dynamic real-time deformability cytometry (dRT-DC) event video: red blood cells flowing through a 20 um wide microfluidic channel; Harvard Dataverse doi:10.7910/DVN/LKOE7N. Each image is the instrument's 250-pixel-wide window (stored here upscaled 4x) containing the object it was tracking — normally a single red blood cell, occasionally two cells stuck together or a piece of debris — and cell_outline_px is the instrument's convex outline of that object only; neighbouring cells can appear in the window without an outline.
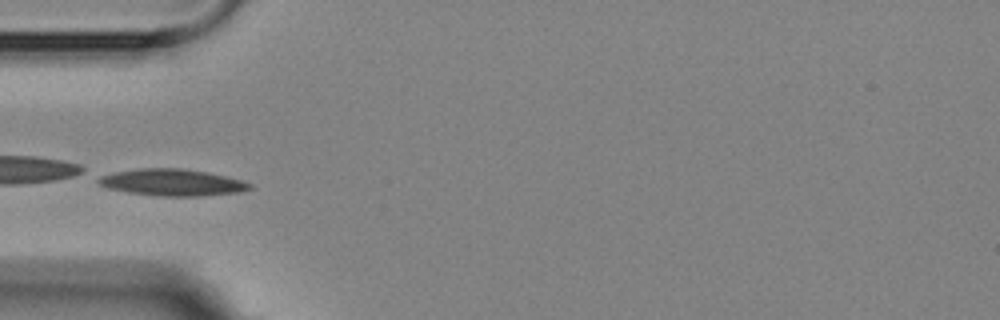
{"species": "Egyptian fruit bat (a non-hibernating species)", "species_latin": "Rousettus aegyptiacus", "temperature_condition": "room temperature", "stored_images_in_passage": 6, "camera_frame_rate_fps": 3000, "um_per_image_px": 0.085, "animal": {"sex": "female"}, "frame": {"image": 1, "passage_image": 5, "time_ms": 5.333, "image_size_px": [1000, 320], "cell_outline_px": [[252, 188], [240, 192], [204, 196], [156, 196], [128, 192], [108, 188], [96, 184], [96, 180], [100, 176], [116, 172], [136, 168], [180, 168], [208, 172], [244, 180], [252, 184]], "centroid_in_image_um": [14.65, 15.51], "position_along_channel_um": 70.4, "area_um2": 23.81}}
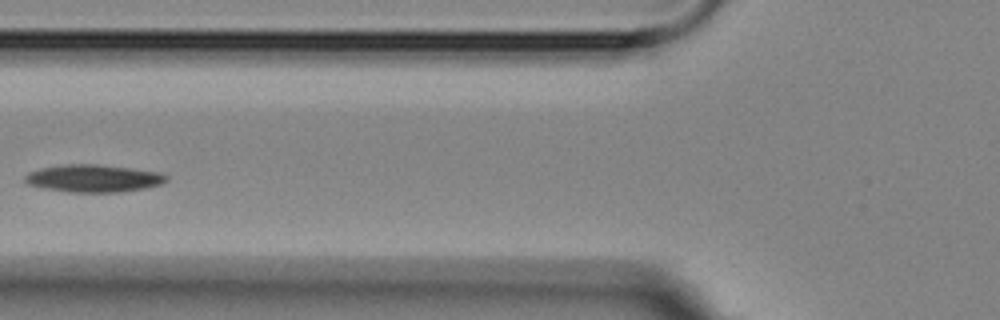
{"frame": {"image": 2, "passage_image": 6, "time_ms": 6.667, "image_size_px": [1000, 320], "cell_outline_px": [[168, 180], [164, 184], [144, 188], [120, 192], [68, 192], [44, 188], [28, 184], [24, 180], [24, 176], [28, 172], [40, 168], [64, 164], [96, 164], [160, 172], [168, 176]], "centroid_in_image_um": [7.95, 15.16], "position_along_channel_um": 117.9, "area_um2": 22.72}}